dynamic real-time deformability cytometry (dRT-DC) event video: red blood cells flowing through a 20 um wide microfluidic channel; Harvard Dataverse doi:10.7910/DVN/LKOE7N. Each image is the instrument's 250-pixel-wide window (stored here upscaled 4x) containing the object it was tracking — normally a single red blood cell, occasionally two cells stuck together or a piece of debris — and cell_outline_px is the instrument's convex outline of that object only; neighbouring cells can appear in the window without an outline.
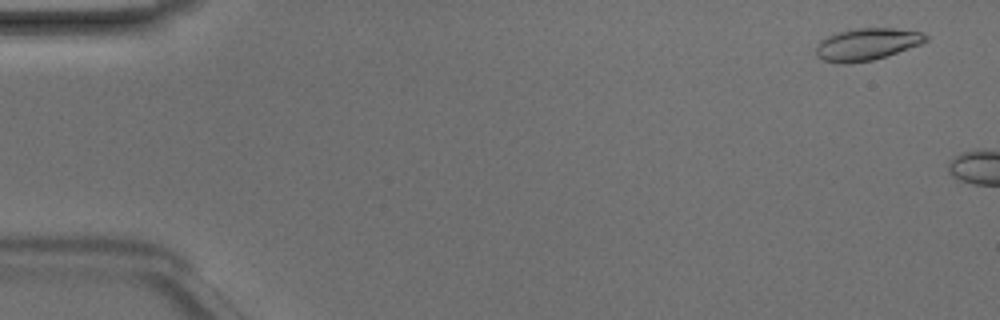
{"species": "Egyptian fruit bat (a non-hibernating species)", "species_latin": "Rousettus aegyptiacus", "temperature_condition": "room temperature", "stored_images_in_passage": 7, "camera_frame_rate_fps": 3000, "um_per_image_px": 0.085, "animal": {"sex": "male"}, "frame": {"image": 1, "passage_image": 3, "time_ms": 0.667, "image_size_px": [1000, 320], "cell_outline_px": [[928, 40], [920, 44], [872, 60], [848, 64], [840, 64], [824, 60], [816, 56], [816, 48], [820, 40], [836, 32], [856, 28], [892, 28], [920, 32], [928, 36]], "centroid_in_image_um": [73.64, 3.76], "position_along_channel_um": 11.4, "area_um2": 20.35}}